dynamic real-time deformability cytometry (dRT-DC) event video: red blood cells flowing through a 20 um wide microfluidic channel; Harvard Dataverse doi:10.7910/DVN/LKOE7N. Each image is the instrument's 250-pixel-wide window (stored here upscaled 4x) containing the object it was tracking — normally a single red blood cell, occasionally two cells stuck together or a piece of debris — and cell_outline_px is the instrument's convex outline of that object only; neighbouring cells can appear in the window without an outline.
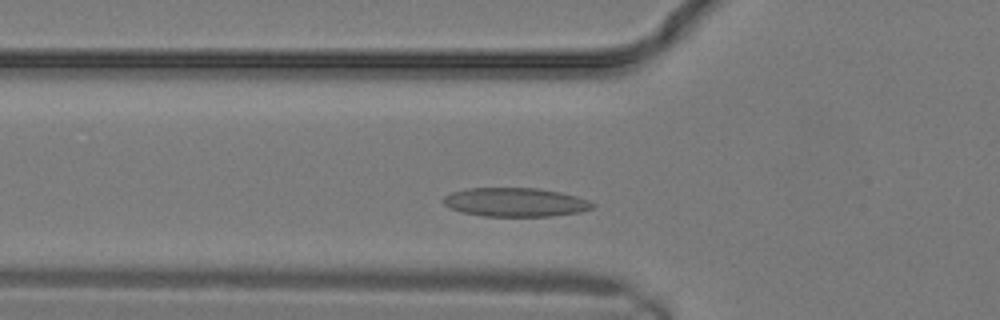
{"species": "common noctule bat (a hibernating species)", "species_latin": "Nyctalus noctula", "temperature_condition": "warm", "stored_images_in_passage": 9, "camera_frame_rate_fps": 3000, "um_per_image_px": 0.085, "animal": {"sex": "male", "body_mass_g": 19.2, "forearm_length_mm": 51.8}, "frame": {"image": 1, "passage_image": 2, "time_ms": 0.333, "image_size_px": [1000, 320], "cell_outline_px": [[596, 204], [592, 208], [580, 212], [552, 216], [484, 216], [464, 212], [448, 208], [444, 204], [444, 196], [452, 192], [468, 188], [536, 188], [560, 192], [576, 196], [588, 200]], "centroid_in_image_um": [43.81, 17.19], "position_along_channel_um": 82.0, "area_um2": 24.97}}
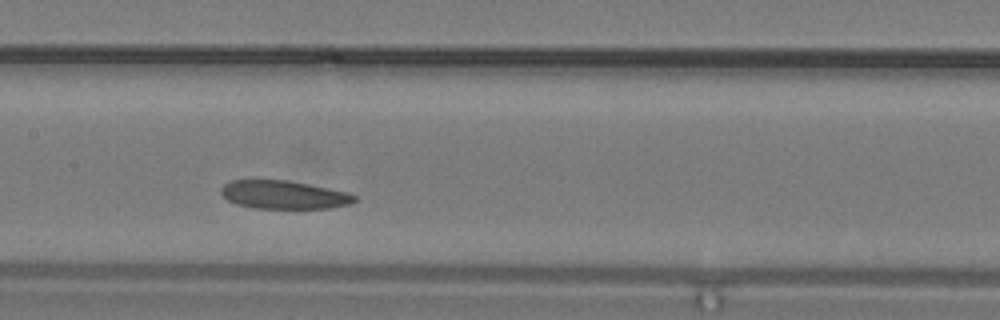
{"frame": {"image": 2, "passage_image": 6, "time_ms": 1.667, "image_size_px": [1000, 320], "cell_outline_px": [[356, 200], [352, 204], [332, 208], [256, 208], [236, 204], [228, 200], [220, 192], [220, 188], [224, 184], [232, 180], [288, 180], [348, 192], [356, 196]], "centroid_in_image_um": [24.14, 16.55], "position_along_channel_um": 183.3, "area_um2": 22.02}}
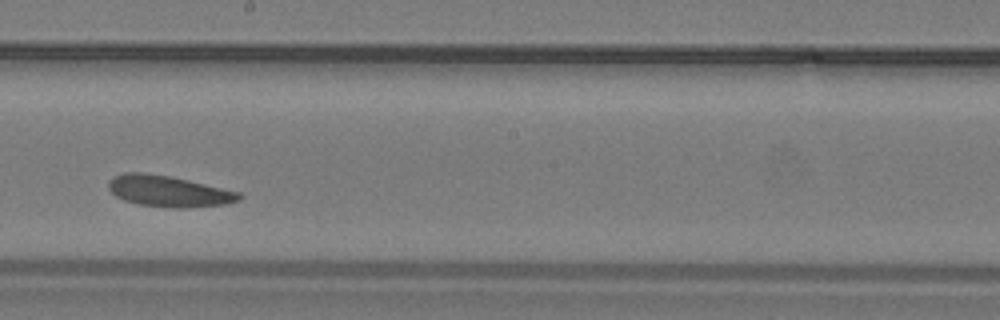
{"frame": {"image": 3, "passage_image": 8, "time_ms": 2.333, "image_size_px": [1000, 320], "cell_outline_px": [[244, 196], [240, 200], [224, 204], [180, 208], [172, 208], [140, 204], [124, 200], [116, 196], [108, 188], [108, 180], [124, 172], [144, 172], [168, 176], [188, 180], [240, 192]], "centroid_in_image_um": [14.33, 16.25], "position_along_channel_um": 233.9, "area_um2": 23.52}}